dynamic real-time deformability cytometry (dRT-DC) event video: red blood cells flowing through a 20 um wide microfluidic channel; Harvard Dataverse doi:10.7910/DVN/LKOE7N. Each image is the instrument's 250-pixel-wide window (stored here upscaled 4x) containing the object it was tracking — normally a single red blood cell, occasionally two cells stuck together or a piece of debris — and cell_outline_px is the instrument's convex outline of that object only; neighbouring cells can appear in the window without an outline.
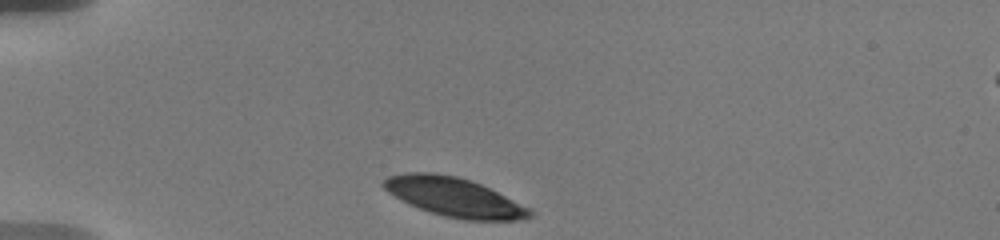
{"species": "human", "species_latin": "Homo sapiens", "temperature_condition": "warm", "stored_images_in_passage": 6, "camera_frame_rate_fps": 3000, "um_per_image_px": 0.085, "donor": {"sex": "male"}, "frame": {"image": 1, "passage_image": 1, "time_ms": 0.0, "image_size_px": [1000, 240], "cell_outline_px": [[532, 216], [516, 220], [464, 220], [444, 216], [420, 208], [388, 192], [380, 184], [388, 176], [408, 172], [432, 172], [456, 176], [480, 184], [532, 208]], "centroid_in_image_um": [38.63, 16.75], "position_along_channel_um": 46.4, "area_um2": 32.83}}